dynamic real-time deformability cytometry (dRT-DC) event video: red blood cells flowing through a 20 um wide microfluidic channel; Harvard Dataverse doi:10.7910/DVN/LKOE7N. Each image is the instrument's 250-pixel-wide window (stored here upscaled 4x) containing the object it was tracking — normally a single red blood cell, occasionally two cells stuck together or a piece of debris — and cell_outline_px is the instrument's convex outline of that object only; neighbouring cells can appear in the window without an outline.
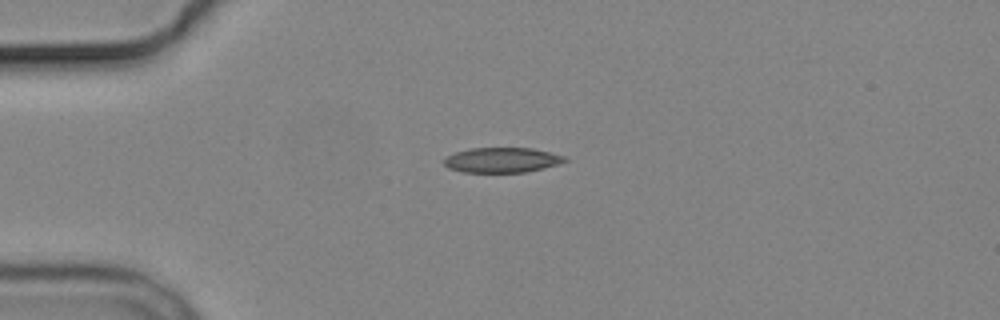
{"species": "common noctule bat (a hibernating species)", "species_latin": "Nyctalus noctula", "temperature_condition": "cold", "stored_images_in_passage": 3, "camera_frame_rate_fps": 3000, "um_per_image_px": 0.085, "animal": {"sex": "male", "body_mass_g": 19.2, "forearm_length_mm": 51.8}, "frame": {"image": 1, "passage_image": 1, "time_ms": 0.0, "image_size_px": [1000, 320], "cell_outline_px": [[568, 160], [560, 164], [544, 168], [524, 172], [464, 172], [448, 168], [444, 164], [444, 160], [448, 156], [456, 152], [472, 148], [532, 148], [564, 156]], "centroid_in_image_um": [42.68, 13.6], "position_along_channel_um": 42.3, "area_um2": 17.46}}